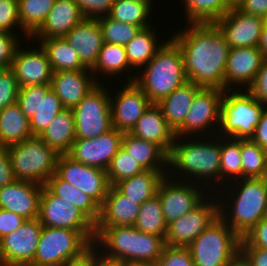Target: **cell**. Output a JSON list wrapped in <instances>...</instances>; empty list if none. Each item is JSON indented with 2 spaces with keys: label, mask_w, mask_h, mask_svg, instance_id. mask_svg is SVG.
Listing matches in <instances>:
<instances>
[{
  "label": "cell",
  "mask_w": 267,
  "mask_h": 266,
  "mask_svg": "<svg viewBox=\"0 0 267 266\" xmlns=\"http://www.w3.org/2000/svg\"><path fill=\"white\" fill-rule=\"evenodd\" d=\"M45 186L56 196L78 207L94 224L98 221L100 206L86 193L62 180L55 173L47 180Z\"/></svg>",
  "instance_id": "35"
},
{
  "label": "cell",
  "mask_w": 267,
  "mask_h": 266,
  "mask_svg": "<svg viewBox=\"0 0 267 266\" xmlns=\"http://www.w3.org/2000/svg\"><path fill=\"white\" fill-rule=\"evenodd\" d=\"M151 26L141 29L138 34L126 44L125 50L128 62L134 71L137 68L142 71V66L150 62L157 50L163 45V42L157 41L156 30ZM159 43V44H158ZM141 68V69H140Z\"/></svg>",
  "instance_id": "36"
},
{
  "label": "cell",
  "mask_w": 267,
  "mask_h": 266,
  "mask_svg": "<svg viewBox=\"0 0 267 266\" xmlns=\"http://www.w3.org/2000/svg\"><path fill=\"white\" fill-rule=\"evenodd\" d=\"M264 108L265 105L256 101L245 89L224 90L217 136L251 139Z\"/></svg>",
  "instance_id": "5"
},
{
  "label": "cell",
  "mask_w": 267,
  "mask_h": 266,
  "mask_svg": "<svg viewBox=\"0 0 267 266\" xmlns=\"http://www.w3.org/2000/svg\"><path fill=\"white\" fill-rule=\"evenodd\" d=\"M91 75V76H90ZM91 70H68L53 72L51 90L66 109H73L98 84Z\"/></svg>",
  "instance_id": "21"
},
{
  "label": "cell",
  "mask_w": 267,
  "mask_h": 266,
  "mask_svg": "<svg viewBox=\"0 0 267 266\" xmlns=\"http://www.w3.org/2000/svg\"><path fill=\"white\" fill-rule=\"evenodd\" d=\"M55 0H18L22 29L31 36L44 22Z\"/></svg>",
  "instance_id": "41"
},
{
  "label": "cell",
  "mask_w": 267,
  "mask_h": 266,
  "mask_svg": "<svg viewBox=\"0 0 267 266\" xmlns=\"http://www.w3.org/2000/svg\"><path fill=\"white\" fill-rule=\"evenodd\" d=\"M240 247H260L267 249L266 216L241 238Z\"/></svg>",
  "instance_id": "53"
},
{
  "label": "cell",
  "mask_w": 267,
  "mask_h": 266,
  "mask_svg": "<svg viewBox=\"0 0 267 266\" xmlns=\"http://www.w3.org/2000/svg\"><path fill=\"white\" fill-rule=\"evenodd\" d=\"M240 241L218 216L187 248L194 266H227L240 253Z\"/></svg>",
  "instance_id": "7"
},
{
  "label": "cell",
  "mask_w": 267,
  "mask_h": 266,
  "mask_svg": "<svg viewBox=\"0 0 267 266\" xmlns=\"http://www.w3.org/2000/svg\"><path fill=\"white\" fill-rule=\"evenodd\" d=\"M220 140V183L227 185L242 178L241 140L221 136Z\"/></svg>",
  "instance_id": "37"
},
{
  "label": "cell",
  "mask_w": 267,
  "mask_h": 266,
  "mask_svg": "<svg viewBox=\"0 0 267 266\" xmlns=\"http://www.w3.org/2000/svg\"><path fill=\"white\" fill-rule=\"evenodd\" d=\"M20 47L21 45L17 48L11 64L18 87L50 84L53 70L43 48L32 46L25 50Z\"/></svg>",
  "instance_id": "19"
},
{
  "label": "cell",
  "mask_w": 267,
  "mask_h": 266,
  "mask_svg": "<svg viewBox=\"0 0 267 266\" xmlns=\"http://www.w3.org/2000/svg\"><path fill=\"white\" fill-rule=\"evenodd\" d=\"M134 70L127 59L126 50L124 46L113 44V43H105L102 45L97 61L94 67L91 69V72L94 76H98V74L102 73L106 77L113 78L118 76V74L127 73V82H132L135 80L136 75L139 73L136 72L135 75L130 74ZM111 75V76H110Z\"/></svg>",
  "instance_id": "32"
},
{
  "label": "cell",
  "mask_w": 267,
  "mask_h": 266,
  "mask_svg": "<svg viewBox=\"0 0 267 266\" xmlns=\"http://www.w3.org/2000/svg\"><path fill=\"white\" fill-rule=\"evenodd\" d=\"M258 48L262 52L263 57L267 58V26L265 24L262 27Z\"/></svg>",
  "instance_id": "62"
},
{
  "label": "cell",
  "mask_w": 267,
  "mask_h": 266,
  "mask_svg": "<svg viewBox=\"0 0 267 266\" xmlns=\"http://www.w3.org/2000/svg\"><path fill=\"white\" fill-rule=\"evenodd\" d=\"M64 38L78 53L82 64L91 70L104 44L103 34L98 20L84 18Z\"/></svg>",
  "instance_id": "25"
},
{
  "label": "cell",
  "mask_w": 267,
  "mask_h": 266,
  "mask_svg": "<svg viewBox=\"0 0 267 266\" xmlns=\"http://www.w3.org/2000/svg\"><path fill=\"white\" fill-rule=\"evenodd\" d=\"M235 7L248 15L264 18L267 14V0H240Z\"/></svg>",
  "instance_id": "58"
},
{
  "label": "cell",
  "mask_w": 267,
  "mask_h": 266,
  "mask_svg": "<svg viewBox=\"0 0 267 266\" xmlns=\"http://www.w3.org/2000/svg\"><path fill=\"white\" fill-rule=\"evenodd\" d=\"M130 134L152 141L159 145L167 154L170 153L175 140L174 131L168 126L161 108L157 104H151L137 121Z\"/></svg>",
  "instance_id": "27"
},
{
  "label": "cell",
  "mask_w": 267,
  "mask_h": 266,
  "mask_svg": "<svg viewBox=\"0 0 267 266\" xmlns=\"http://www.w3.org/2000/svg\"><path fill=\"white\" fill-rule=\"evenodd\" d=\"M92 246L77 230L43 226L35 257L28 266H62Z\"/></svg>",
  "instance_id": "8"
},
{
  "label": "cell",
  "mask_w": 267,
  "mask_h": 266,
  "mask_svg": "<svg viewBox=\"0 0 267 266\" xmlns=\"http://www.w3.org/2000/svg\"><path fill=\"white\" fill-rule=\"evenodd\" d=\"M27 219L5 209L0 208V239L15 231Z\"/></svg>",
  "instance_id": "55"
},
{
  "label": "cell",
  "mask_w": 267,
  "mask_h": 266,
  "mask_svg": "<svg viewBox=\"0 0 267 266\" xmlns=\"http://www.w3.org/2000/svg\"><path fill=\"white\" fill-rule=\"evenodd\" d=\"M42 187L34 182L16 180L0 188V208L12 211L27 220L37 219Z\"/></svg>",
  "instance_id": "23"
},
{
  "label": "cell",
  "mask_w": 267,
  "mask_h": 266,
  "mask_svg": "<svg viewBox=\"0 0 267 266\" xmlns=\"http://www.w3.org/2000/svg\"><path fill=\"white\" fill-rule=\"evenodd\" d=\"M103 84V81L98 83L72 109L76 139L96 138L113 128L110 108V96L112 95Z\"/></svg>",
  "instance_id": "9"
},
{
  "label": "cell",
  "mask_w": 267,
  "mask_h": 266,
  "mask_svg": "<svg viewBox=\"0 0 267 266\" xmlns=\"http://www.w3.org/2000/svg\"><path fill=\"white\" fill-rule=\"evenodd\" d=\"M171 37L180 47L187 80L204 88L224 90L230 47L214 23H187Z\"/></svg>",
  "instance_id": "1"
},
{
  "label": "cell",
  "mask_w": 267,
  "mask_h": 266,
  "mask_svg": "<svg viewBox=\"0 0 267 266\" xmlns=\"http://www.w3.org/2000/svg\"><path fill=\"white\" fill-rule=\"evenodd\" d=\"M29 118L17 103L0 111V145L9 147L32 137Z\"/></svg>",
  "instance_id": "31"
},
{
  "label": "cell",
  "mask_w": 267,
  "mask_h": 266,
  "mask_svg": "<svg viewBox=\"0 0 267 266\" xmlns=\"http://www.w3.org/2000/svg\"><path fill=\"white\" fill-rule=\"evenodd\" d=\"M167 176L160 182L157 190L162 213L166 224L168 225L178 217L192 211L205 198L208 191L213 190L211 187L204 191L206 187H200V184L176 181ZM204 189V190H203ZM208 192V193H207Z\"/></svg>",
  "instance_id": "13"
},
{
  "label": "cell",
  "mask_w": 267,
  "mask_h": 266,
  "mask_svg": "<svg viewBox=\"0 0 267 266\" xmlns=\"http://www.w3.org/2000/svg\"><path fill=\"white\" fill-rule=\"evenodd\" d=\"M242 178L267 177V152L258 144L241 140Z\"/></svg>",
  "instance_id": "43"
},
{
  "label": "cell",
  "mask_w": 267,
  "mask_h": 266,
  "mask_svg": "<svg viewBox=\"0 0 267 266\" xmlns=\"http://www.w3.org/2000/svg\"><path fill=\"white\" fill-rule=\"evenodd\" d=\"M141 205L110 186L95 227L134 226Z\"/></svg>",
  "instance_id": "26"
},
{
  "label": "cell",
  "mask_w": 267,
  "mask_h": 266,
  "mask_svg": "<svg viewBox=\"0 0 267 266\" xmlns=\"http://www.w3.org/2000/svg\"><path fill=\"white\" fill-rule=\"evenodd\" d=\"M202 87L188 81L163 98L157 105L161 108L168 126L175 132L184 122L193 98Z\"/></svg>",
  "instance_id": "29"
},
{
  "label": "cell",
  "mask_w": 267,
  "mask_h": 266,
  "mask_svg": "<svg viewBox=\"0 0 267 266\" xmlns=\"http://www.w3.org/2000/svg\"><path fill=\"white\" fill-rule=\"evenodd\" d=\"M223 187L224 190L219 189V192L217 191L218 188H216V193H218L217 194L218 197L219 194L221 193L220 194L221 199L218 198L219 217L240 238H242L266 215L267 177L241 178L227 185H224ZM226 187L227 188L229 187L228 190L226 189ZM229 189H231L232 191H229ZM224 191L225 192L228 191L227 193L228 195H226ZM223 193L224 195H226L227 198L223 195Z\"/></svg>",
  "instance_id": "3"
},
{
  "label": "cell",
  "mask_w": 267,
  "mask_h": 266,
  "mask_svg": "<svg viewBox=\"0 0 267 266\" xmlns=\"http://www.w3.org/2000/svg\"><path fill=\"white\" fill-rule=\"evenodd\" d=\"M85 18L97 19L109 15L114 0H74ZM101 15V16H100Z\"/></svg>",
  "instance_id": "52"
},
{
  "label": "cell",
  "mask_w": 267,
  "mask_h": 266,
  "mask_svg": "<svg viewBox=\"0 0 267 266\" xmlns=\"http://www.w3.org/2000/svg\"><path fill=\"white\" fill-rule=\"evenodd\" d=\"M139 74L134 82L152 104H157L188 82L180 47L171 36L157 50L153 59L144 65L143 73Z\"/></svg>",
  "instance_id": "4"
},
{
  "label": "cell",
  "mask_w": 267,
  "mask_h": 266,
  "mask_svg": "<svg viewBox=\"0 0 267 266\" xmlns=\"http://www.w3.org/2000/svg\"><path fill=\"white\" fill-rule=\"evenodd\" d=\"M50 84L29 85L19 88L17 104L27 118H31L38 111L39 92H49Z\"/></svg>",
  "instance_id": "47"
},
{
  "label": "cell",
  "mask_w": 267,
  "mask_h": 266,
  "mask_svg": "<svg viewBox=\"0 0 267 266\" xmlns=\"http://www.w3.org/2000/svg\"><path fill=\"white\" fill-rule=\"evenodd\" d=\"M84 18L74 0H55L43 24L26 41L65 37Z\"/></svg>",
  "instance_id": "24"
},
{
  "label": "cell",
  "mask_w": 267,
  "mask_h": 266,
  "mask_svg": "<svg viewBox=\"0 0 267 266\" xmlns=\"http://www.w3.org/2000/svg\"><path fill=\"white\" fill-rule=\"evenodd\" d=\"M62 266H96V247L92 246L82 256L68 261Z\"/></svg>",
  "instance_id": "60"
},
{
  "label": "cell",
  "mask_w": 267,
  "mask_h": 266,
  "mask_svg": "<svg viewBox=\"0 0 267 266\" xmlns=\"http://www.w3.org/2000/svg\"><path fill=\"white\" fill-rule=\"evenodd\" d=\"M240 254L250 266H267V249L260 247H240Z\"/></svg>",
  "instance_id": "57"
},
{
  "label": "cell",
  "mask_w": 267,
  "mask_h": 266,
  "mask_svg": "<svg viewBox=\"0 0 267 266\" xmlns=\"http://www.w3.org/2000/svg\"><path fill=\"white\" fill-rule=\"evenodd\" d=\"M123 134L113 127L96 138L75 139L67 155L84 165L106 171L121 147Z\"/></svg>",
  "instance_id": "16"
},
{
  "label": "cell",
  "mask_w": 267,
  "mask_h": 266,
  "mask_svg": "<svg viewBox=\"0 0 267 266\" xmlns=\"http://www.w3.org/2000/svg\"><path fill=\"white\" fill-rule=\"evenodd\" d=\"M231 6H236L240 0H227Z\"/></svg>",
  "instance_id": "65"
},
{
  "label": "cell",
  "mask_w": 267,
  "mask_h": 266,
  "mask_svg": "<svg viewBox=\"0 0 267 266\" xmlns=\"http://www.w3.org/2000/svg\"><path fill=\"white\" fill-rule=\"evenodd\" d=\"M55 174L86 193L99 206L103 204L110 187L105 170L84 165L67 154H59Z\"/></svg>",
  "instance_id": "14"
},
{
  "label": "cell",
  "mask_w": 267,
  "mask_h": 266,
  "mask_svg": "<svg viewBox=\"0 0 267 266\" xmlns=\"http://www.w3.org/2000/svg\"><path fill=\"white\" fill-rule=\"evenodd\" d=\"M143 171L136 160L120 147L112 158L106 173L110 186H115L118 182L140 174Z\"/></svg>",
  "instance_id": "44"
},
{
  "label": "cell",
  "mask_w": 267,
  "mask_h": 266,
  "mask_svg": "<svg viewBox=\"0 0 267 266\" xmlns=\"http://www.w3.org/2000/svg\"><path fill=\"white\" fill-rule=\"evenodd\" d=\"M58 154H67L76 139V126L72 109L60 111L39 136Z\"/></svg>",
  "instance_id": "30"
},
{
  "label": "cell",
  "mask_w": 267,
  "mask_h": 266,
  "mask_svg": "<svg viewBox=\"0 0 267 266\" xmlns=\"http://www.w3.org/2000/svg\"><path fill=\"white\" fill-rule=\"evenodd\" d=\"M188 23H214L232 6L227 0H183Z\"/></svg>",
  "instance_id": "38"
},
{
  "label": "cell",
  "mask_w": 267,
  "mask_h": 266,
  "mask_svg": "<svg viewBox=\"0 0 267 266\" xmlns=\"http://www.w3.org/2000/svg\"><path fill=\"white\" fill-rule=\"evenodd\" d=\"M121 147L136 160L144 171L168 170V154L152 141L124 133Z\"/></svg>",
  "instance_id": "28"
},
{
  "label": "cell",
  "mask_w": 267,
  "mask_h": 266,
  "mask_svg": "<svg viewBox=\"0 0 267 266\" xmlns=\"http://www.w3.org/2000/svg\"><path fill=\"white\" fill-rule=\"evenodd\" d=\"M251 140L267 152V106L262 112L260 122L255 128V133Z\"/></svg>",
  "instance_id": "59"
},
{
  "label": "cell",
  "mask_w": 267,
  "mask_h": 266,
  "mask_svg": "<svg viewBox=\"0 0 267 266\" xmlns=\"http://www.w3.org/2000/svg\"><path fill=\"white\" fill-rule=\"evenodd\" d=\"M167 175V171H143L118 182L115 187L129 199L142 205L157 195L158 186Z\"/></svg>",
  "instance_id": "33"
},
{
  "label": "cell",
  "mask_w": 267,
  "mask_h": 266,
  "mask_svg": "<svg viewBox=\"0 0 267 266\" xmlns=\"http://www.w3.org/2000/svg\"><path fill=\"white\" fill-rule=\"evenodd\" d=\"M96 266H128L124 261L108 258L96 249Z\"/></svg>",
  "instance_id": "61"
},
{
  "label": "cell",
  "mask_w": 267,
  "mask_h": 266,
  "mask_svg": "<svg viewBox=\"0 0 267 266\" xmlns=\"http://www.w3.org/2000/svg\"><path fill=\"white\" fill-rule=\"evenodd\" d=\"M223 93L224 90L218 88L202 87L193 98L191 108L184 122L174 132L175 136L193 137L194 135V137H206L208 135L210 137L212 135L211 137L213 138V133L216 136L220 124V104ZM209 131L212 133L211 135L207 134L210 133Z\"/></svg>",
  "instance_id": "11"
},
{
  "label": "cell",
  "mask_w": 267,
  "mask_h": 266,
  "mask_svg": "<svg viewBox=\"0 0 267 266\" xmlns=\"http://www.w3.org/2000/svg\"><path fill=\"white\" fill-rule=\"evenodd\" d=\"M38 219L42 226L77 230L94 244L95 224L78 207L56 196L45 185L40 194Z\"/></svg>",
  "instance_id": "10"
},
{
  "label": "cell",
  "mask_w": 267,
  "mask_h": 266,
  "mask_svg": "<svg viewBox=\"0 0 267 266\" xmlns=\"http://www.w3.org/2000/svg\"><path fill=\"white\" fill-rule=\"evenodd\" d=\"M16 180L45 185L55 173L59 154L39 136L7 147Z\"/></svg>",
  "instance_id": "6"
},
{
  "label": "cell",
  "mask_w": 267,
  "mask_h": 266,
  "mask_svg": "<svg viewBox=\"0 0 267 266\" xmlns=\"http://www.w3.org/2000/svg\"><path fill=\"white\" fill-rule=\"evenodd\" d=\"M16 29H21V31L24 32L23 37H25V39L30 37L20 25L18 0H0V30L17 35V33L13 31Z\"/></svg>",
  "instance_id": "48"
},
{
  "label": "cell",
  "mask_w": 267,
  "mask_h": 266,
  "mask_svg": "<svg viewBox=\"0 0 267 266\" xmlns=\"http://www.w3.org/2000/svg\"><path fill=\"white\" fill-rule=\"evenodd\" d=\"M19 87L11 68L0 69V111L17 102Z\"/></svg>",
  "instance_id": "49"
},
{
  "label": "cell",
  "mask_w": 267,
  "mask_h": 266,
  "mask_svg": "<svg viewBox=\"0 0 267 266\" xmlns=\"http://www.w3.org/2000/svg\"><path fill=\"white\" fill-rule=\"evenodd\" d=\"M132 1H137V2L145 3V4H152L153 0H132Z\"/></svg>",
  "instance_id": "66"
},
{
  "label": "cell",
  "mask_w": 267,
  "mask_h": 266,
  "mask_svg": "<svg viewBox=\"0 0 267 266\" xmlns=\"http://www.w3.org/2000/svg\"><path fill=\"white\" fill-rule=\"evenodd\" d=\"M209 195L192 211L167 225L165 245L187 247L219 216L218 196L213 192Z\"/></svg>",
  "instance_id": "12"
},
{
  "label": "cell",
  "mask_w": 267,
  "mask_h": 266,
  "mask_svg": "<svg viewBox=\"0 0 267 266\" xmlns=\"http://www.w3.org/2000/svg\"><path fill=\"white\" fill-rule=\"evenodd\" d=\"M16 181L7 147L0 145V188Z\"/></svg>",
  "instance_id": "56"
},
{
  "label": "cell",
  "mask_w": 267,
  "mask_h": 266,
  "mask_svg": "<svg viewBox=\"0 0 267 266\" xmlns=\"http://www.w3.org/2000/svg\"><path fill=\"white\" fill-rule=\"evenodd\" d=\"M134 227L141 232L165 238L167 224L162 213L158 195L146 200L141 205Z\"/></svg>",
  "instance_id": "40"
},
{
  "label": "cell",
  "mask_w": 267,
  "mask_h": 266,
  "mask_svg": "<svg viewBox=\"0 0 267 266\" xmlns=\"http://www.w3.org/2000/svg\"><path fill=\"white\" fill-rule=\"evenodd\" d=\"M158 266H194L192 256L187 247L165 245L157 260Z\"/></svg>",
  "instance_id": "50"
},
{
  "label": "cell",
  "mask_w": 267,
  "mask_h": 266,
  "mask_svg": "<svg viewBox=\"0 0 267 266\" xmlns=\"http://www.w3.org/2000/svg\"><path fill=\"white\" fill-rule=\"evenodd\" d=\"M102 30L105 43H113L121 46L128 44L142 29L131 24L121 23L108 15L97 18Z\"/></svg>",
  "instance_id": "45"
},
{
  "label": "cell",
  "mask_w": 267,
  "mask_h": 266,
  "mask_svg": "<svg viewBox=\"0 0 267 266\" xmlns=\"http://www.w3.org/2000/svg\"><path fill=\"white\" fill-rule=\"evenodd\" d=\"M128 266H158L157 261L133 262Z\"/></svg>",
  "instance_id": "64"
},
{
  "label": "cell",
  "mask_w": 267,
  "mask_h": 266,
  "mask_svg": "<svg viewBox=\"0 0 267 266\" xmlns=\"http://www.w3.org/2000/svg\"><path fill=\"white\" fill-rule=\"evenodd\" d=\"M46 52L53 72L68 70H90L81 62L78 53L68 44L64 37L34 39Z\"/></svg>",
  "instance_id": "34"
},
{
  "label": "cell",
  "mask_w": 267,
  "mask_h": 266,
  "mask_svg": "<svg viewBox=\"0 0 267 266\" xmlns=\"http://www.w3.org/2000/svg\"><path fill=\"white\" fill-rule=\"evenodd\" d=\"M246 90L256 101L267 106V58L262 61L254 80Z\"/></svg>",
  "instance_id": "54"
},
{
  "label": "cell",
  "mask_w": 267,
  "mask_h": 266,
  "mask_svg": "<svg viewBox=\"0 0 267 266\" xmlns=\"http://www.w3.org/2000/svg\"><path fill=\"white\" fill-rule=\"evenodd\" d=\"M198 138L194 136L193 139L192 137H175L174 144L168 154V170H170L169 178L177 181L181 178L180 181L183 179V182L191 181V183H197L201 186L204 183L207 184V186L204 185L205 187L211 186V182H213L215 183H212L213 186L211 187L213 189L216 186L218 188H220L219 186L223 188L222 185L219 184L221 153L220 136L217 137L216 135V137L213 138L214 140L208 136L206 137V140L205 137ZM171 170H173L172 173ZM202 180L204 182H201Z\"/></svg>",
  "instance_id": "2"
},
{
  "label": "cell",
  "mask_w": 267,
  "mask_h": 266,
  "mask_svg": "<svg viewBox=\"0 0 267 266\" xmlns=\"http://www.w3.org/2000/svg\"><path fill=\"white\" fill-rule=\"evenodd\" d=\"M227 266H250L244 257L239 253Z\"/></svg>",
  "instance_id": "63"
},
{
  "label": "cell",
  "mask_w": 267,
  "mask_h": 266,
  "mask_svg": "<svg viewBox=\"0 0 267 266\" xmlns=\"http://www.w3.org/2000/svg\"><path fill=\"white\" fill-rule=\"evenodd\" d=\"M264 59L258 47L230 48L224 74V90L246 89L254 80Z\"/></svg>",
  "instance_id": "20"
},
{
  "label": "cell",
  "mask_w": 267,
  "mask_h": 266,
  "mask_svg": "<svg viewBox=\"0 0 267 266\" xmlns=\"http://www.w3.org/2000/svg\"><path fill=\"white\" fill-rule=\"evenodd\" d=\"M114 97L110 96L112 126L120 132L130 133L137 121L152 104L134 82H125Z\"/></svg>",
  "instance_id": "18"
},
{
  "label": "cell",
  "mask_w": 267,
  "mask_h": 266,
  "mask_svg": "<svg viewBox=\"0 0 267 266\" xmlns=\"http://www.w3.org/2000/svg\"><path fill=\"white\" fill-rule=\"evenodd\" d=\"M63 109L62 102L52 90L39 92L38 111L29 119L32 135L40 136Z\"/></svg>",
  "instance_id": "42"
},
{
  "label": "cell",
  "mask_w": 267,
  "mask_h": 266,
  "mask_svg": "<svg viewBox=\"0 0 267 266\" xmlns=\"http://www.w3.org/2000/svg\"><path fill=\"white\" fill-rule=\"evenodd\" d=\"M264 24L267 26V14H266V16L264 17Z\"/></svg>",
  "instance_id": "67"
},
{
  "label": "cell",
  "mask_w": 267,
  "mask_h": 266,
  "mask_svg": "<svg viewBox=\"0 0 267 266\" xmlns=\"http://www.w3.org/2000/svg\"><path fill=\"white\" fill-rule=\"evenodd\" d=\"M39 219L26 220L0 239L2 266H28L34 259L42 230Z\"/></svg>",
  "instance_id": "15"
},
{
  "label": "cell",
  "mask_w": 267,
  "mask_h": 266,
  "mask_svg": "<svg viewBox=\"0 0 267 266\" xmlns=\"http://www.w3.org/2000/svg\"><path fill=\"white\" fill-rule=\"evenodd\" d=\"M164 246L165 241L161 236L136 229L135 262L157 261Z\"/></svg>",
  "instance_id": "46"
},
{
  "label": "cell",
  "mask_w": 267,
  "mask_h": 266,
  "mask_svg": "<svg viewBox=\"0 0 267 266\" xmlns=\"http://www.w3.org/2000/svg\"><path fill=\"white\" fill-rule=\"evenodd\" d=\"M153 4H145L132 0H114L109 17L121 23L131 24L142 29L150 25Z\"/></svg>",
  "instance_id": "39"
},
{
  "label": "cell",
  "mask_w": 267,
  "mask_h": 266,
  "mask_svg": "<svg viewBox=\"0 0 267 266\" xmlns=\"http://www.w3.org/2000/svg\"><path fill=\"white\" fill-rule=\"evenodd\" d=\"M0 30V69L11 68L13 57L22 36ZM18 37V38H17Z\"/></svg>",
  "instance_id": "51"
},
{
  "label": "cell",
  "mask_w": 267,
  "mask_h": 266,
  "mask_svg": "<svg viewBox=\"0 0 267 266\" xmlns=\"http://www.w3.org/2000/svg\"><path fill=\"white\" fill-rule=\"evenodd\" d=\"M135 244L134 226L95 227L93 246L108 258L118 259L127 264L135 262Z\"/></svg>",
  "instance_id": "22"
},
{
  "label": "cell",
  "mask_w": 267,
  "mask_h": 266,
  "mask_svg": "<svg viewBox=\"0 0 267 266\" xmlns=\"http://www.w3.org/2000/svg\"><path fill=\"white\" fill-rule=\"evenodd\" d=\"M214 24L230 48L258 47L264 18L248 15L235 6Z\"/></svg>",
  "instance_id": "17"
}]
</instances>
